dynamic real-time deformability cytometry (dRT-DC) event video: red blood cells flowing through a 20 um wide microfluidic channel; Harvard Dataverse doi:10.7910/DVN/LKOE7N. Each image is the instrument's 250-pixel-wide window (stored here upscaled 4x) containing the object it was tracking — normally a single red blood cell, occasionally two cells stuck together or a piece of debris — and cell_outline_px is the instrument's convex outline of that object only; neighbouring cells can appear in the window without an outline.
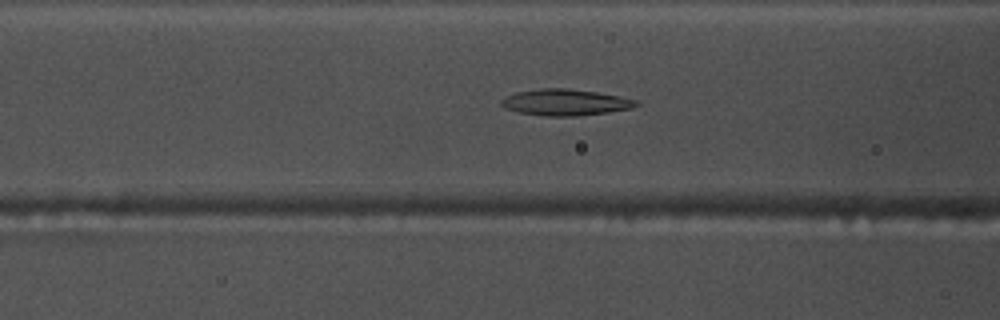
{"species": "common noctule bat (a hibernating species)", "species_latin": "Nyctalus noctula", "temperature_condition": "warm", "stored_images_in_passage": 41, "camera_frame_rate_fps": 3000, "um_per_image_px": 0.085, "animal": {"sex": "male", "body_mass_g": 17.5, "forearm_length_mm": 52.3}, "frame": {"image": 1, "passage_image": 19, "time_ms": 6.0, "image_size_px": [1000, 320], "cell_outline_px": [[640, 104], [632, 108], [608, 112], [576, 116], [544, 116], [516, 112], [504, 108], [500, 104], [500, 100], [516, 92], [540, 88], [568, 88], [596, 92], [636, 100]], "centroid_in_image_um": [48.0, 8.7], "position_along_channel_um": 118.6, "area_um2": 20.63}}
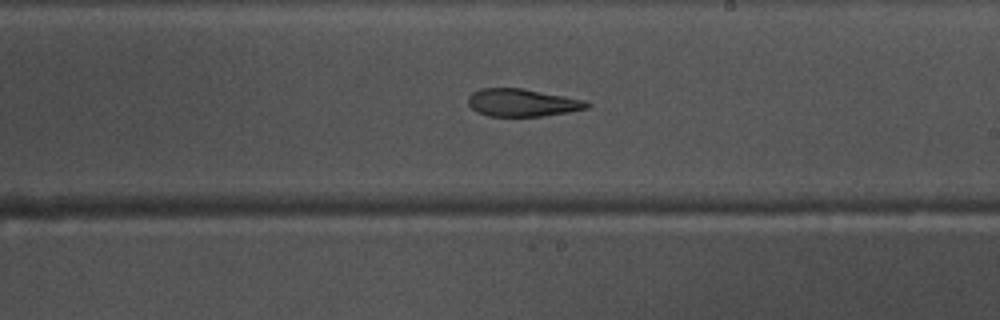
{"frame": {"image": 2, "passage_image": 29, "time_ms": 9.333, "image_size_px": [1000, 320], "cell_outline_px": [[592, 104], [588, 108], [568, 112], [544, 116], [488, 116], [476, 112], [468, 104], [468, 96], [472, 92], [480, 88], [520, 88], [564, 96], [584, 100]], "centroid_in_image_um": [44.37, 8.73], "position_along_channel_um": 244.6, "area_um2": 19.13}}
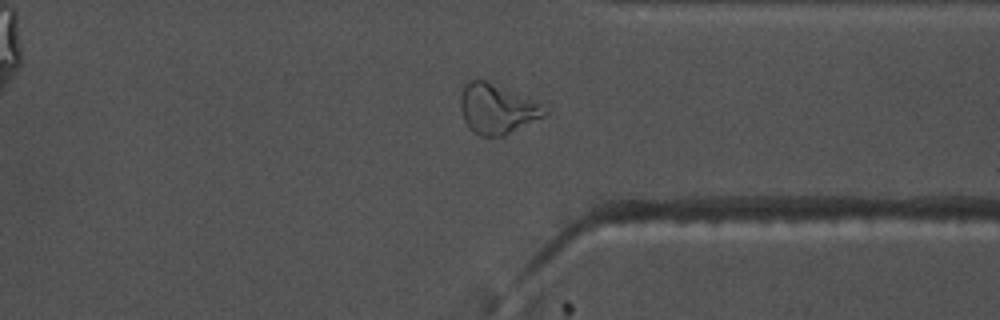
{"frame": {"image": 3, "passage_image": 39, "time_ms": 12.667, "image_size_px": [1000, 320], "cell_outline_px": [[548, 112], [544, 116], [504, 136], [480, 136], [464, 120], [460, 108], [460, 96], [464, 84], [468, 80], [476, 76], [532, 100], [540, 104]], "centroid_in_image_um": [42.19, 9.22], "position_along_channel_um": 369.2, "area_um2": 24.16}}